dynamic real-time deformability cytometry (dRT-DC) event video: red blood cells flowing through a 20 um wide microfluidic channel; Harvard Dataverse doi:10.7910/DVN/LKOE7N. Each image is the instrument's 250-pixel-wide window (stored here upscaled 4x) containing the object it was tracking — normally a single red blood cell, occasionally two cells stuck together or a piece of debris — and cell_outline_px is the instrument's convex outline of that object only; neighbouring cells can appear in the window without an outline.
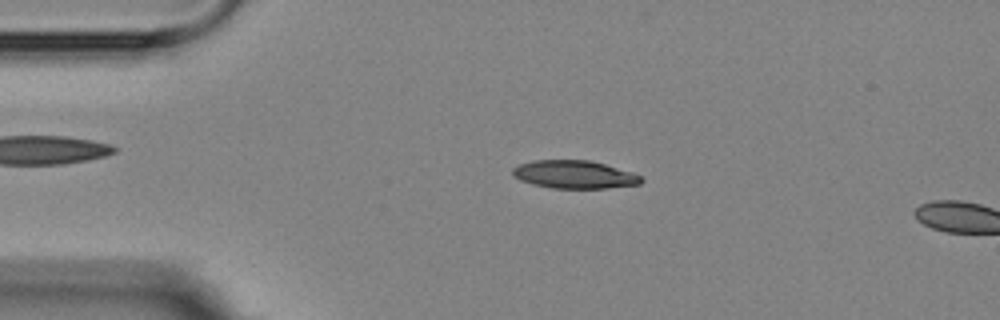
{"species": "Egyptian fruit bat (a non-hibernating species)", "species_latin": "Rousettus aegyptiacus", "temperature_condition": "room temperature", "stored_images_in_passage": 3, "camera_frame_rate_fps": 3000, "um_per_image_px": 0.085, "animal": {"sex": "female"}, "frame": {"image": 1, "passage_image": 2, "time_ms": 1.333, "image_size_px": [1000, 320], "cell_outline_px": [[644, 180], [640, 184], [608, 188], [552, 188], [532, 184], [520, 180], [512, 176], [512, 168], [520, 164], [532, 160], [588, 160], [604, 164], [632, 172], [640, 176]], "centroid_in_image_um": [48.79, 14.83], "position_along_channel_um": 36.2, "area_um2": 20.98}}